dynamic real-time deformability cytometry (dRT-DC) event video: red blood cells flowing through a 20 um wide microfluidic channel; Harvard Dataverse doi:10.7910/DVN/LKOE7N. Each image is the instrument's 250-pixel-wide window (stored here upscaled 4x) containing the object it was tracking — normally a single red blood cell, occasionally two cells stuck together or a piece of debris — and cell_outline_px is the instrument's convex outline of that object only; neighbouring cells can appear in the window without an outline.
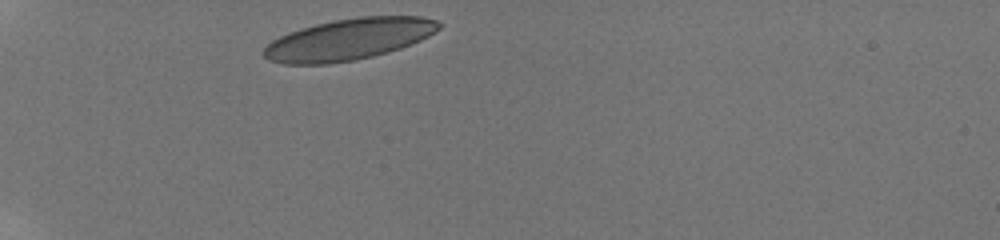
{"species": "human", "species_latin": "Homo sapiens", "temperature_condition": "room temperature", "stored_images_in_passage": 34, "camera_frame_rate_fps": 3000, "um_per_image_px": 0.085, "donor": {"sex": "male"}, "frame": {"image": 1, "passage_image": 1, "time_ms": 0.0, "image_size_px": [1000, 240], "cell_outline_px": [[444, 24], [440, 28], [428, 36], [420, 40], [400, 48], [388, 52], [372, 56], [352, 60], [328, 64], [280, 64], [268, 60], [260, 52], [272, 40], [280, 36], [300, 28], [316, 24], [336, 20], [360, 16], [420, 16], [436, 20]], "centroid_in_image_um": [29.63, 3.34], "position_along_channel_um": 55.4, "area_um2": 42.19}}
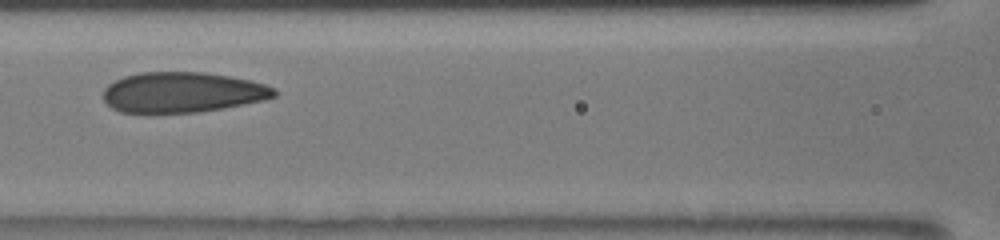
{"frame": {"image": 2, "passage_image": 13, "time_ms": 3.333, "image_size_px": [1000, 240], "cell_outline_px": [[276, 96], [264, 100], [224, 108], [200, 112], [148, 116], [120, 112], [112, 108], [104, 100], [104, 88], [108, 84], [124, 76], [140, 72], [204, 72], [252, 80], [276, 88]], "centroid_in_image_um": [15.46, 7.89], "position_along_channel_um": 151.1, "area_um2": 41.38}}
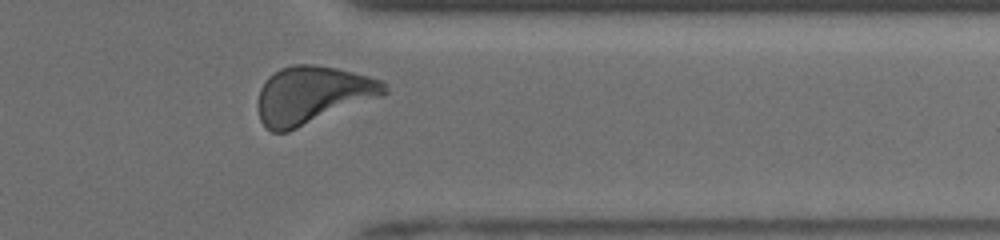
{"frame": {"image": 3, "passage_image": 31, "time_ms": 9.333, "image_size_px": [1000, 240], "cell_outline_px": [[388, 92], [384, 96], [288, 132], [272, 132], [260, 120], [256, 104], [260, 88], [264, 80], [268, 76], [280, 68], [292, 64], [312, 64], [336, 68], [384, 80], [388, 88]], "centroid_in_image_um": [26.56, 8.07], "position_along_channel_um": 384.8, "area_um2": 43.0}, "authors_computed_cell_mechanics": {"area_um2": 40.8646, "velocity_mm_per_s": 3.909, "shape_relaxation_time_tau1_ms": 3.3414, "shape_relaxation_time_tau2_ms": 0.7169, "deformation_change_tau1": 0.1348, "deformation_change_tau2": 0.0657}}